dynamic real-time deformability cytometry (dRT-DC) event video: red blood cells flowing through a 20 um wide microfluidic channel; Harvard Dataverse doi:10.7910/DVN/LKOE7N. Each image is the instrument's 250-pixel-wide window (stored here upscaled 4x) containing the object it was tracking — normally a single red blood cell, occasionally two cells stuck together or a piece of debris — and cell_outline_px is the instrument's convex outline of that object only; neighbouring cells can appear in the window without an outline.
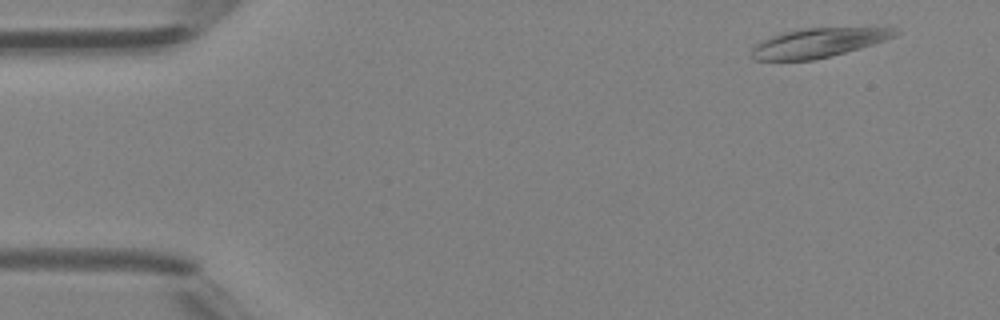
{"species": "Egyptian fruit bat (a non-hibernating species)", "species_latin": "Rousettus aegyptiacus", "temperature_condition": "room temperature", "stored_images_in_passage": 46, "camera_frame_rate_fps": 3000, "um_per_image_px": 0.085, "animal": {"sex": "female"}, "frame": {"image": 1, "passage_image": 3, "time_ms": 0.667, "image_size_px": [1000, 320], "cell_outline_px": [[900, 32], [896, 36], [872, 44], [844, 52], [812, 60], [752, 60], [752, 44], [768, 36], [800, 28], [900, 28]], "centroid_in_image_um": [69.48, 3.63], "position_along_channel_um": 15.5, "area_um2": 24.33}}
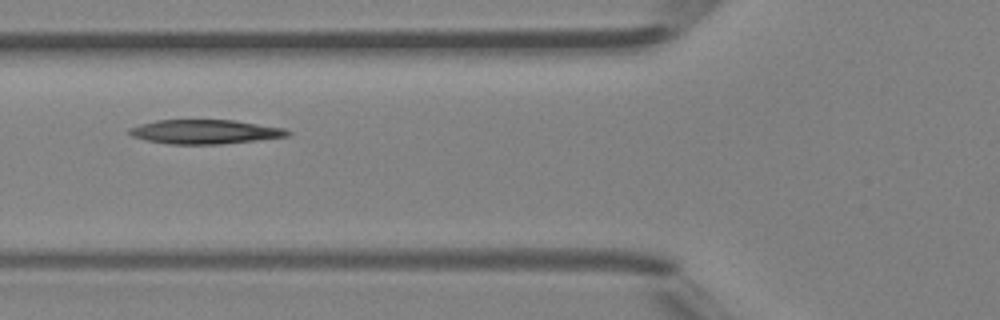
{"frame": {"image": 2, "passage_image": 17, "time_ms": 5.333, "image_size_px": [1000, 320], "cell_outline_px": [[292, 136], [220, 144], [168, 144], [144, 140], [132, 136], [128, 132], [128, 128], [140, 124], [156, 120], [232, 120], [284, 128], [292, 132]], "centroid_in_image_um": [17.41, 11.2], "position_along_channel_um": 108.4, "area_um2": 22.37}}
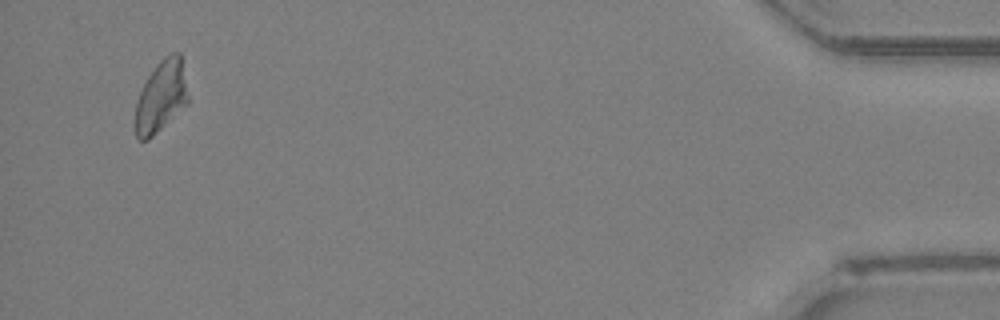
{"frame": {"image": 3, "passage_image": 44, "time_ms": 14.333, "image_size_px": [1000, 320], "cell_outline_px": [[188, 100], [148, 140], [140, 140], [136, 136], [136, 100], [148, 76], [156, 64], [164, 56], [172, 52], [180, 52], [188, 96]], "centroid_in_image_um": [13.67, 8.14], "position_along_channel_um": 421.5, "area_um2": 21.21}, "authors_computed_cell_mechanics": {"area_um2": 22.3108, "velocity_mm_per_s": 4.3857, "shape_relaxation_time_tau1_ms": null, "shape_relaxation_time_tau2_ms": 6.8765, "deformation_change_tau1": null, "deformation_change_tau2": 0.1587}}